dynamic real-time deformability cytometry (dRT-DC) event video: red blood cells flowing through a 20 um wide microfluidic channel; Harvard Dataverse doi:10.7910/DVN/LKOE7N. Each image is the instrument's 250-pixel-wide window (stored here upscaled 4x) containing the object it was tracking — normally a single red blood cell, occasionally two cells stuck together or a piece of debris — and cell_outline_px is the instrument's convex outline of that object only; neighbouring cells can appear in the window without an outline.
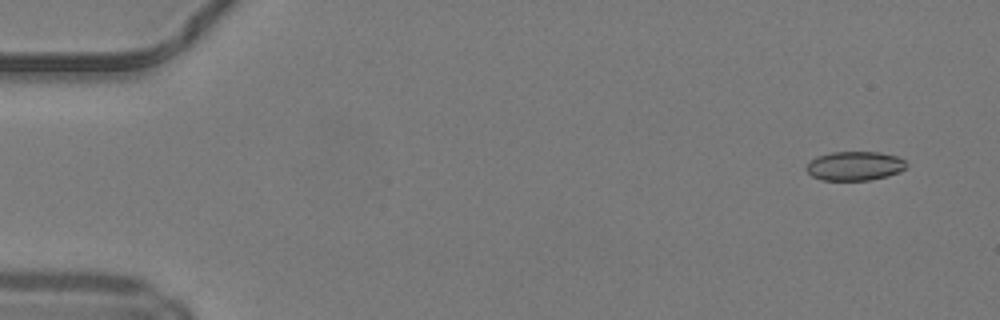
{"species": "common noctule bat (a hibernating species)", "species_latin": "Nyctalus noctula", "temperature_condition": "warm", "stored_images_in_passage": 48, "camera_frame_rate_fps": 3000, "um_per_image_px": 0.085, "animal": {"sex": "male", "body_mass_g": 19.2, "forearm_length_mm": 51.8}, "frame": {"image": 1, "passage_image": 2, "time_ms": 0.333, "image_size_px": [1000, 320], "cell_outline_px": [[908, 168], [900, 172], [888, 176], [868, 180], [820, 180], [812, 176], [804, 168], [808, 160], [816, 156], [832, 152], [880, 152], [896, 156], [904, 160], [908, 164]], "centroid_in_image_um": [72.64, 14.1], "position_along_channel_um": 12.4, "area_um2": 17.28}}
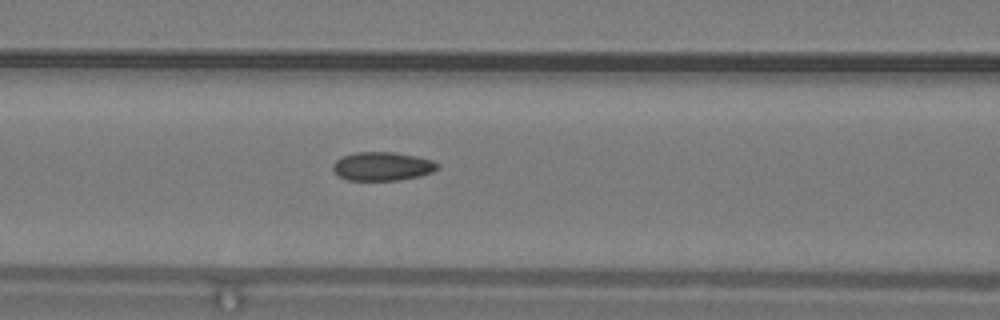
{"frame": {"image": 2, "passage_image": 20, "time_ms": 6.333, "image_size_px": [1000, 320], "cell_outline_px": [[440, 168], [432, 172], [420, 176], [400, 180], [348, 180], [340, 176], [332, 168], [332, 164], [340, 156], [356, 152], [392, 152], [416, 156], [432, 160], [440, 164]], "centroid_in_image_um": [32.52, 14.13], "position_along_channel_um": 134.1, "area_um2": 17.57}}
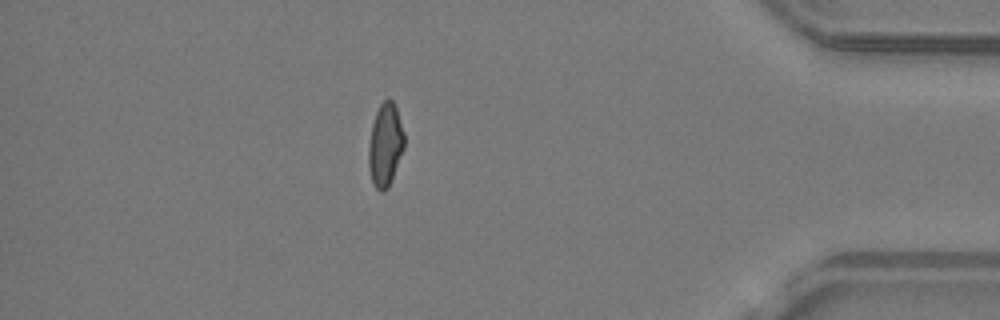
{"frame": {"image": 3, "passage_image": 42, "time_ms": 13.667, "image_size_px": [1000, 320], "cell_outline_px": [[404, 148], [388, 188], [384, 192], [380, 192], [372, 184], [368, 168], [368, 148], [372, 124], [376, 112], [380, 104], [384, 100], [392, 100], [396, 108], [404, 132]], "centroid_in_image_um": [32.73, 12.35], "position_along_channel_um": 402.5, "area_um2": 17.28}, "authors_computed_cell_mechanics": {"area_um2": 17.4556, "velocity_mm_per_s": 4.2329, "shape_relaxation_time_tau1_ms": null, "shape_relaxation_time_tau2_ms": 1.7905, "deformation_change_tau1": null, "deformation_change_tau2": 0.0686}}